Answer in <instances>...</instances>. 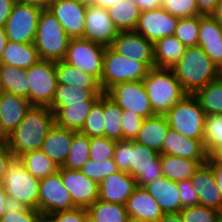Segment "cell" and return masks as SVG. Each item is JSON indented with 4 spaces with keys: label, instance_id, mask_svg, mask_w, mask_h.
Returning <instances> with one entry per match:
<instances>
[{
    "label": "cell",
    "instance_id": "obj_1",
    "mask_svg": "<svg viewBox=\"0 0 222 222\" xmlns=\"http://www.w3.org/2000/svg\"><path fill=\"white\" fill-rule=\"evenodd\" d=\"M114 161L120 171L127 172L144 188L147 184L162 177L160 154L134 140L116 141Z\"/></svg>",
    "mask_w": 222,
    "mask_h": 222
},
{
    "label": "cell",
    "instance_id": "obj_2",
    "mask_svg": "<svg viewBox=\"0 0 222 222\" xmlns=\"http://www.w3.org/2000/svg\"><path fill=\"white\" fill-rule=\"evenodd\" d=\"M54 113L46 106H32L17 128L8 135V148L14 157L40 150L54 125Z\"/></svg>",
    "mask_w": 222,
    "mask_h": 222
},
{
    "label": "cell",
    "instance_id": "obj_3",
    "mask_svg": "<svg viewBox=\"0 0 222 222\" xmlns=\"http://www.w3.org/2000/svg\"><path fill=\"white\" fill-rule=\"evenodd\" d=\"M171 69L187 94H194L221 75V71L198 45L186 47L184 55Z\"/></svg>",
    "mask_w": 222,
    "mask_h": 222
},
{
    "label": "cell",
    "instance_id": "obj_4",
    "mask_svg": "<svg viewBox=\"0 0 222 222\" xmlns=\"http://www.w3.org/2000/svg\"><path fill=\"white\" fill-rule=\"evenodd\" d=\"M39 183L19 157L11 158L2 183L10 205L38 210Z\"/></svg>",
    "mask_w": 222,
    "mask_h": 222
},
{
    "label": "cell",
    "instance_id": "obj_5",
    "mask_svg": "<svg viewBox=\"0 0 222 222\" xmlns=\"http://www.w3.org/2000/svg\"><path fill=\"white\" fill-rule=\"evenodd\" d=\"M143 83L152 110L157 115L165 113L187 93L183 90L171 68H151Z\"/></svg>",
    "mask_w": 222,
    "mask_h": 222
},
{
    "label": "cell",
    "instance_id": "obj_6",
    "mask_svg": "<svg viewBox=\"0 0 222 222\" xmlns=\"http://www.w3.org/2000/svg\"><path fill=\"white\" fill-rule=\"evenodd\" d=\"M69 40L70 37L55 16L48 9H42L34 40L41 60H64Z\"/></svg>",
    "mask_w": 222,
    "mask_h": 222
},
{
    "label": "cell",
    "instance_id": "obj_7",
    "mask_svg": "<svg viewBox=\"0 0 222 222\" xmlns=\"http://www.w3.org/2000/svg\"><path fill=\"white\" fill-rule=\"evenodd\" d=\"M155 63H141L128 59L115 52L111 47L104 51L103 69L101 75V87L106 93L112 86L128 82L143 81Z\"/></svg>",
    "mask_w": 222,
    "mask_h": 222
},
{
    "label": "cell",
    "instance_id": "obj_8",
    "mask_svg": "<svg viewBox=\"0 0 222 222\" xmlns=\"http://www.w3.org/2000/svg\"><path fill=\"white\" fill-rule=\"evenodd\" d=\"M171 129L190 139H203L206 113L193 94H186L166 113Z\"/></svg>",
    "mask_w": 222,
    "mask_h": 222
},
{
    "label": "cell",
    "instance_id": "obj_9",
    "mask_svg": "<svg viewBox=\"0 0 222 222\" xmlns=\"http://www.w3.org/2000/svg\"><path fill=\"white\" fill-rule=\"evenodd\" d=\"M42 7L16 1L4 25L7 40L15 43H32Z\"/></svg>",
    "mask_w": 222,
    "mask_h": 222
},
{
    "label": "cell",
    "instance_id": "obj_10",
    "mask_svg": "<svg viewBox=\"0 0 222 222\" xmlns=\"http://www.w3.org/2000/svg\"><path fill=\"white\" fill-rule=\"evenodd\" d=\"M106 46L84 38H70L63 61L101 81Z\"/></svg>",
    "mask_w": 222,
    "mask_h": 222
},
{
    "label": "cell",
    "instance_id": "obj_11",
    "mask_svg": "<svg viewBox=\"0 0 222 222\" xmlns=\"http://www.w3.org/2000/svg\"><path fill=\"white\" fill-rule=\"evenodd\" d=\"M29 102L33 106L48 107L58 84L54 61L40 60L27 69Z\"/></svg>",
    "mask_w": 222,
    "mask_h": 222
},
{
    "label": "cell",
    "instance_id": "obj_12",
    "mask_svg": "<svg viewBox=\"0 0 222 222\" xmlns=\"http://www.w3.org/2000/svg\"><path fill=\"white\" fill-rule=\"evenodd\" d=\"M75 208L77 207L58 171L40 179L38 210L42 215L48 216Z\"/></svg>",
    "mask_w": 222,
    "mask_h": 222
},
{
    "label": "cell",
    "instance_id": "obj_13",
    "mask_svg": "<svg viewBox=\"0 0 222 222\" xmlns=\"http://www.w3.org/2000/svg\"><path fill=\"white\" fill-rule=\"evenodd\" d=\"M123 111L129 110L143 119L156 115L143 81H128L112 86L106 93Z\"/></svg>",
    "mask_w": 222,
    "mask_h": 222
},
{
    "label": "cell",
    "instance_id": "obj_14",
    "mask_svg": "<svg viewBox=\"0 0 222 222\" xmlns=\"http://www.w3.org/2000/svg\"><path fill=\"white\" fill-rule=\"evenodd\" d=\"M119 30L113 24L106 8L89 4L85 12L83 38L110 47Z\"/></svg>",
    "mask_w": 222,
    "mask_h": 222
},
{
    "label": "cell",
    "instance_id": "obj_15",
    "mask_svg": "<svg viewBox=\"0 0 222 222\" xmlns=\"http://www.w3.org/2000/svg\"><path fill=\"white\" fill-rule=\"evenodd\" d=\"M179 18L171 15L163 7L140 12L135 31L153 44L175 33Z\"/></svg>",
    "mask_w": 222,
    "mask_h": 222
},
{
    "label": "cell",
    "instance_id": "obj_16",
    "mask_svg": "<svg viewBox=\"0 0 222 222\" xmlns=\"http://www.w3.org/2000/svg\"><path fill=\"white\" fill-rule=\"evenodd\" d=\"M58 172L77 208L87 209L98 200L99 184L84 175L81 170L59 167Z\"/></svg>",
    "mask_w": 222,
    "mask_h": 222
},
{
    "label": "cell",
    "instance_id": "obj_17",
    "mask_svg": "<svg viewBox=\"0 0 222 222\" xmlns=\"http://www.w3.org/2000/svg\"><path fill=\"white\" fill-rule=\"evenodd\" d=\"M47 9L70 38H83L86 4L73 0H55Z\"/></svg>",
    "mask_w": 222,
    "mask_h": 222
},
{
    "label": "cell",
    "instance_id": "obj_18",
    "mask_svg": "<svg viewBox=\"0 0 222 222\" xmlns=\"http://www.w3.org/2000/svg\"><path fill=\"white\" fill-rule=\"evenodd\" d=\"M110 47L133 61L155 63L153 43L136 31H119Z\"/></svg>",
    "mask_w": 222,
    "mask_h": 222
},
{
    "label": "cell",
    "instance_id": "obj_19",
    "mask_svg": "<svg viewBox=\"0 0 222 222\" xmlns=\"http://www.w3.org/2000/svg\"><path fill=\"white\" fill-rule=\"evenodd\" d=\"M161 154L198 160L201 164H205L209 157L205 151L203 139L187 138L171 128L164 138Z\"/></svg>",
    "mask_w": 222,
    "mask_h": 222
},
{
    "label": "cell",
    "instance_id": "obj_20",
    "mask_svg": "<svg viewBox=\"0 0 222 222\" xmlns=\"http://www.w3.org/2000/svg\"><path fill=\"white\" fill-rule=\"evenodd\" d=\"M190 181L197 193L198 204L222 213V195L215 181L212 168L207 163L200 165Z\"/></svg>",
    "mask_w": 222,
    "mask_h": 222
},
{
    "label": "cell",
    "instance_id": "obj_21",
    "mask_svg": "<svg viewBox=\"0 0 222 222\" xmlns=\"http://www.w3.org/2000/svg\"><path fill=\"white\" fill-rule=\"evenodd\" d=\"M137 187L136 180L130 174L119 170L101 181L98 199L108 203L125 205Z\"/></svg>",
    "mask_w": 222,
    "mask_h": 222
},
{
    "label": "cell",
    "instance_id": "obj_22",
    "mask_svg": "<svg viewBox=\"0 0 222 222\" xmlns=\"http://www.w3.org/2000/svg\"><path fill=\"white\" fill-rule=\"evenodd\" d=\"M198 46L203 49L215 66L221 71L222 27L212 15H200Z\"/></svg>",
    "mask_w": 222,
    "mask_h": 222
},
{
    "label": "cell",
    "instance_id": "obj_23",
    "mask_svg": "<svg viewBox=\"0 0 222 222\" xmlns=\"http://www.w3.org/2000/svg\"><path fill=\"white\" fill-rule=\"evenodd\" d=\"M33 105L24 97L2 91L0 93V127L10 135Z\"/></svg>",
    "mask_w": 222,
    "mask_h": 222
},
{
    "label": "cell",
    "instance_id": "obj_24",
    "mask_svg": "<svg viewBox=\"0 0 222 222\" xmlns=\"http://www.w3.org/2000/svg\"><path fill=\"white\" fill-rule=\"evenodd\" d=\"M130 218L157 222L163 215L160 205L145 188L137 187L125 203Z\"/></svg>",
    "mask_w": 222,
    "mask_h": 222
},
{
    "label": "cell",
    "instance_id": "obj_25",
    "mask_svg": "<svg viewBox=\"0 0 222 222\" xmlns=\"http://www.w3.org/2000/svg\"><path fill=\"white\" fill-rule=\"evenodd\" d=\"M75 131L62 128L54 123L49 129L41 150L55 163L62 167L71 148V142Z\"/></svg>",
    "mask_w": 222,
    "mask_h": 222
},
{
    "label": "cell",
    "instance_id": "obj_26",
    "mask_svg": "<svg viewBox=\"0 0 222 222\" xmlns=\"http://www.w3.org/2000/svg\"><path fill=\"white\" fill-rule=\"evenodd\" d=\"M144 188L160 205L164 214L179 213L181 210L177 182L162 176L147 184Z\"/></svg>",
    "mask_w": 222,
    "mask_h": 222
},
{
    "label": "cell",
    "instance_id": "obj_27",
    "mask_svg": "<svg viewBox=\"0 0 222 222\" xmlns=\"http://www.w3.org/2000/svg\"><path fill=\"white\" fill-rule=\"evenodd\" d=\"M169 129L170 126L166 116L156 114L143 120L141 128L134 141L143 144L144 146H148L161 154L164 138Z\"/></svg>",
    "mask_w": 222,
    "mask_h": 222
},
{
    "label": "cell",
    "instance_id": "obj_28",
    "mask_svg": "<svg viewBox=\"0 0 222 222\" xmlns=\"http://www.w3.org/2000/svg\"><path fill=\"white\" fill-rule=\"evenodd\" d=\"M104 94L102 89L74 88L57 84L55 94L48 108L54 115L62 108L83 101H97Z\"/></svg>",
    "mask_w": 222,
    "mask_h": 222
},
{
    "label": "cell",
    "instance_id": "obj_29",
    "mask_svg": "<svg viewBox=\"0 0 222 222\" xmlns=\"http://www.w3.org/2000/svg\"><path fill=\"white\" fill-rule=\"evenodd\" d=\"M40 60L41 58L34 44L7 41L0 64L28 69Z\"/></svg>",
    "mask_w": 222,
    "mask_h": 222
},
{
    "label": "cell",
    "instance_id": "obj_30",
    "mask_svg": "<svg viewBox=\"0 0 222 222\" xmlns=\"http://www.w3.org/2000/svg\"><path fill=\"white\" fill-rule=\"evenodd\" d=\"M162 175L174 182L190 179L200 167L198 160H191L169 154H160Z\"/></svg>",
    "mask_w": 222,
    "mask_h": 222
},
{
    "label": "cell",
    "instance_id": "obj_31",
    "mask_svg": "<svg viewBox=\"0 0 222 222\" xmlns=\"http://www.w3.org/2000/svg\"><path fill=\"white\" fill-rule=\"evenodd\" d=\"M58 84L74 88L102 89L100 81L93 75L79 70L65 61L55 62Z\"/></svg>",
    "mask_w": 222,
    "mask_h": 222
},
{
    "label": "cell",
    "instance_id": "obj_32",
    "mask_svg": "<svg viewBox=\"0 0 222 222\" xmlns=\"http://www.w3.org/2000/svg\"><path fill=\"white\" fill-rule=\"evenodd\" d=\"M155 67L172 68L184 55L186 47L174 36H167L153 44Z\"/></svg>",
    "mask_w": 222,
    "mask_h": 222
},
{
    "label": "cell",
    "instance_id": "obj_33",
    "mask_svg": "<svg viewBox=\"0 0 222 222\" xmlns=\"http://www.w3.org/2000/svg\"><path fill=\"white\" fill-rule=\"evenodd\" d=\"M96 101H83L62 107L55 115V124L69 130L80 132L85 124L91 107Z\"/></svg>",
    "mask_w": 222,
    "mask_h": 222
},
{
    "label": "cell",
    "instance_id": "obj_34",
    "mask_svg": "<svg viewBox=\"0 0 222 222\" xmlns=\"http://www.w3.org/2000/svg\"><path fill=\"white\" fill-rule=\"evenodd\" d=\"M107 11L119 31H135L141 11L134 2L122 0Z\"/></svg>",
    "mask_w": 222,
    "mask_h": 222
},
{
    "label": "cell",
    "instance_id": "obj_35",
    "mask_svg": "<svg viewBox=\"0 0 222 222\" xmlns=\"http://www.w3.org/2000/svg\"><path fill=\"white\" fill-rule=\"evenodd\" d=\"M2 90L26 98L29 101L27 69L0 64Z\"/></svg>",
    "mask_w": 222,
    "mask_h": 222
},
{
    "label": "cell",
    "instance_id": "obj_36",
    "mask_svg": "<svg viewBox=\"0 0 222 222\" xmlns=\"http://www.w3.org/2000/svg\"><path fill=\"white\" fill-rule=\"evenodd\" d=\"M206 115H222V76L193 94Z\"/></svg>",
    "mask_w": 222,
    "mask_h": 222
},
{
    "label": "cell",
    "instance_id": "obj_37",
    "mask_svg": "<svg viewBox=\"0 0 222 222\" xmlns=\"http://www.w3.org/2000/svg\"><path fill=\"white\" fill-rule=\"evenodd\" d=\"M93 222H127L129 216L125 205L96 200L87 208Z\"/></svg>",
    "mask_w": 222,
    "mask_h": 222
},
{
    "label": "cell",
    "instance_id": "obj_38",
    "mask_svg": "<svg viewBox=\"0 0 222 222\" xmlns=\"http://www.w3.org/2000/svg\"><path fill=\"white\" fill-rule=\"evenodd\" d=\"M24 167L35 178L42 179L58 171L59 167L41 149L19 157Z\"/></svg>",
    "mask_w": 222,
    "mask_h": 222
},
{
    "label": "cell",
    "instance_id": "obj_39",
    "mask_svg": "<svg viewBox=\"0 0 222 222\" xmlns=\"http://www.w3.org/2000/svg\"><path fill=\"white\" fill-rule=\"evenodd\" d=\"M123 110L104 93V136L119 141L123 139L122 131Z\"/></svg>",
    "mask_w": 222,
    "mask_h": 222
},
{
    "label": "cell",
    "instance_id": "obj_40",
    "mask_svg": "<svg viewBox=\"0 0 222 222\" xmlns=\"http://www.w3.org/2000/svg\"><path fill=\"white\" fill-rule=\"evenodd\" d=\"M203 145L209 157H213L222 149V115H206Z\"/></svg>",
    "mask_w": 222,
    "mask_h": 222
},
{
    "label": "cell",
    "instance_id": "obj_41",
    "mask_svg": "<svg viewBox=\"0 0 222 222\" xmlns=\"http://www.w3.org/2000/svg\"><path fill=\"white\" fill-rule=\"evenodd\" d=\"M89 152V137L80 132H76L73 135L70 151L62 167L80 170L86 161L90 159Z\"/></svg>",
    "mask_w": 222,
    "mask_h": 222
},
{
    "label": "cell",
    "instance_id": "obj_42",
    "mask_svg": "<svg viewBox=\"0 0 222 222\" xmlns=\"http://www.w3.org/2000/svg\"><path fill=\"white\" fill-rule=\"evenodd\" d=\"M80 133L89 138L104 136V94L91 107Z\"/></svg>",
    "mask_w": 222,
    "mask_h": 222
},
{
    "label": "cell",
    "instance_id": "obj_43",
    "mask_svg": "<svg viewBox=\"0 0 222 222\" xmlns=\"http://www.w3.org/2000/svg\"><path fill=\"white\" fill-rule=\"evenodd\" d=\"M200 15L180 18L174 36L185 46L198 45Z\"/></svg>",
    "mask_w": 222,
    "mask_h": 222
},
{
    "label": "cell",
    "instance_id": "obj_44",
    "mask_svg": "<svg viewBox=\"0 0 222 222\" xmlns=\"http://www.w3.org/2000/svg\"><path fill=\"white\" fill-rule=\"evenodd\" d=\"M80 170L84 175L97 184H100L108 175L119 171L114 159L101 160L98 162L89 159Z\"/></svg>",
    "mask_w": 222,
    "mask_h": 222
},
{
    "label": "cell",
    "instance_id": "obj_45",
    "mask_svg": "<svg viewBox=\"0 0 222 222\" xmlns=\"http://www.w3.org/2000/svg\"><path fill=\"white\" fill-rule=\"evenodd\" d=\"M183 222H222V213L215 209L195 205L179 211Z\"/></svg>",
    "mask_w": 222,
    "mask_h": 222
},
{
    "label": "cell",
    "instance_id": "obj_46",
    "mask_svg": "<svg viewBox=\"0 0 222 222\" xmlns=\"http://www.w3.org/2000/svg\"><path fill=\"white\" fill-rule=\"evenodd\" d=\"M115 144V140L108 139L105 136L90 137V159L97 162L101 160L113 159Z\"/></svg>",
    "mask_w": 222,
    "mask_h": 222
},
{
    "label": "cell",
    "instance_id": "obj_47",
    "mask_svg": "<svg viewBox=\"0 0 222 222\" xmlns=\"http://www.w3.org/2000/svg\"><path fill=\"white\" fill-rule=\"evenodd\" d=\"M162 7L179 19L199 15L196 0H162Z\"/></svg>",
    "mask_w": 222,
    "mask_h": 222
},
{
    "label": "cell",
    "instance_id": "obj_48",
    "mask_svg": "<svg viewBox=\"0 0 222 222\" xmlns=\"http://www.w3.org/2000/svg\"><path fill=\"white\" fill-rule=\"evenodd\" d=\"M41 216L39 210L10 205L2 215L0 222H36Z\"/></svg>",
    "mask_w": 222,
    "mask_h": 222
},
{
    "label": "cell",
    "instance_id": "obj_49",
    "mask_svg": "<svg viewBox=\"0 0 222 222\" xmlns=\"http://www.w3.org/2000/svg\"><path fill=\"white\" fill-rule=\"evenodd\" d=\"M121 118L123 139L135 140L144 119L129 110L123 111Z\"/></svg>",
    "mask_w": 222,
    "mask_h": 222
},
{
    "label": "cell",
    "instance_id": "obj_50",
    "mask_svg": "<svg viewBox=\"0 0 222 222\" xmlns=\"http://www.w3.org/2000/svg\"><path fill=\"white\" fill-rule=\"evenodd\" d=\"M181 200V210L198 204L199 199L190 179L177 182Z\"/></svg>",
    "mask_w": 222,
    "mask_h": 222
},
{
    "label": "cell",
    "instance_id": "obj_51",
    "mask_svg": "<svg viewBox=\"0 0 222 222\" xmlns=\"http://www.w3.org/2000/svg\"><path fill=\"white\" fill-rule=\"evenodd\" d=\"M47 217L51 222H86L89 218L86 208H75L69 211L57 212Z\"/></svg>",
    "mask_w": 222,
    "mask_h": 222
},
{
    "label": "cell",
    "instance_id": "obj_52",
    "mask_svg": "<svg viewBox=\"0 0 222 222\" xmlns=\"http://www.w3.org/2000/svg\"><path fill=\"white\" fill-rule=\"evenodd\" d=\"M206 163L212 168L215 181L222 195V163L217 161L214 157H208Z\"/></svg>",
    "mask_w": 222,
    "mask_h": 222
},
{
    "label": "cell",
    "instance_id": "obj_53",
    "mask_svg": "<svg viewBox=\"0 0 222 222\" xmlns=\"http://www.w3.org/2000/svg\"><path fill=\"white\" fill-rule=\"evenodd\" d=\"M218 0H196L198 14L201 16L212 15Z\"/></svg>",
    "mask_w": 222,
    "mask_h": 222
},
{
    "label": "cell",
    "instance_id": "obj_54",
    "mask_svg": "<svg viewBox=\"0 0 222 222\" xmlns=\"http://www.w3.org/2000/svg\"><path fill=\"white\" fill-rule=\"evenodd\" d=\"M12 157L13 154L8 147L0 149V185L3 183L8 163Z\"/></svg>",
    "mask_w": 222,
    "mask_h": 222
},
{
    "label": "cell",
    "instance_id": "obj_55",
    "mask_svg": "<svg viewBox=\"0 0 222 222\" xmlns=\"http://www.w3.org/2000/svg\"><path fill=\"white\" fill-rule=\"evenodd\" d=\"M16 0H0V26L4 27Z\"/></svg>",
    "mask_w": 222,
    "mask_h": 222
},
{
    "label": "cell",
    "instance_id": "obj_56",
    "mask_svg": "<svg viewBox=\"0 0 222 222\" xmlns=\"http://www.w3.org/2000/svg\"><path fill=\"white\" fill-rule=\"evenodd\" d=\"M134 2L141 12L162 7V0H129Z\"/></svg>",
    "mask_w": 222,
    "mask_h": 222
},
{
    "label": "cell",
    "instance_id": "obj_57",
    "mask_svg": "<svg viewBox=\"0 0 222 222\" xmlns=\"http://www.w3.org/2000/svg\"><path fill=\"white\" fill-rule=\"evenodd\" d=\"M10 206L8 196L3 185H0V219L2 215L5 213L6 209Z\"/></svg>",
    "mask_w": 222,
    "mask_h": 222
},
{
    "label": "cell",
    "instance_id": "obj_58",
    "mask_svg": "<svg viewBox=\"0 0 222 222\" xmlns=\"http://www.w3.org/2000/svg\"><path fill=\"white\" fill-rule=\"evenodd\" d=\"M157 222H183L179 213L164 214Z\"/></svg>",
    "mask_w": 222,
    "mask_h": 222
},
{
    "label": "cell",
    "instance_id": "obj_59",
    "mask_svg": "<svg viewBox=\"0 0 222 222\" xmlns=\"http://www.w3.org/2000/svg\"><path fill=\"white\" fill-rule=\"evenodd\" d=\"M16 1L34 4L42 7L43 9H47L55 0H16Z\"/></svg>",
    "mask_w": 222,
    "mask_h": 222
},
{
    "label": "cell",
    "instance_id": "obj_60",
    "mask_svg": "<svg viewBox=\"0 0 222 222\" xmlns=\"http://www.w3.org/2000/svg\"><path fill=\"white\" fill-rule=\"evenodd\" d=\"M212 16L215 18V20L222 27V0H218L215 11L212 14Z\"/></svg>",
    "mask_w": 222,
    "mask_h": 222
},
{
    "label": "cell",
    "instance_id": "obj_61",
    "mask_svg": "<svg viewBox=\"0 0 222 222\" xmlns=\"http://www.w3.org/2000/svg\"><path fill=\"white\" fill-rule=\"evenodd\" d=\"M120 1L122 0H93L92 3L107 9Z\"/></svg>",
    "mask_w": 222,
    "mask_h": 222
},
{
    "label": "cell",
    "instance_id": "obj_62",
    "mask_svg": "<svg viewBox=\"0 0 222 222\" xmlns=\"http://www.w3.org/2000/svg\"><path fill=\"white\" fill-rule=\"evenodd\" d=\"M7 41L8 40H7V36L5 33V29H4V27L0 26V60H1L3 52L5 50V46H6Z\"/></svg>",
    "mask_w": 222,
    "mask_h": 222
},
{
    "label": "cell",
    "instance_id": "obj_63",
    "mask_svg": "<svg viewBox=\"0 0 222 222\" xmlns=\"http://www.w3.org/2000/svg\"><path fill=\"white\" fill-rule=\"evenodd\" d=\"M8 147V135L0 127V149Z\"/></svg>",
    "mask_w": 222,
    "mask_h": 222
},
{
    "label": "cell",
    "instance_id": "obj_64",
    "mask_svg": "<svg viewBox=\"0 0 222 222\" xmlns=\"http://www.w3.org/2000/svg\"><path fill=\"white\" fill-rule=\"evenodd\" d=\"M217 161L222 163V149H220L214 156Z\"/></svg>",
    "mask_w": 222,
    "mask_h": 222
},
{
    "label": "cell",
    "instance_id": "obj_65",
    "mask_svg": "<svg viewBox=\"0 0 222 222\" xmlns=\"http://www.w3.org/2000/svg\"><path fill=\"white\" fill-rule=\"evenodd\" d=\"M36 222H51V220L47 216L42 215Z\"/></svg>",
    "mask_w": 222,
    "mask_h": 222
},
{
    "label": "cell",
    "instance_id": "obj_66",
    "mask_svg": "<svg viewBox=\"0 0 222 222\" xmlns=\"http://www.w3.org/2000/svg\"><path fill=\"white\" fill-rule=\"evenodd\" d=\"M73 1H77L86 5L92 4L93 0H73Z\"/></svg>",
    "mask_w": 222,
    "mask_h": 222
},
{
    "label": "cell",
    "instance_id": "obj_67",
    "mask_svg": "<svg viewBox=\"0 0 222 222\" xmlns=\"http://www.w3.org/2000/svg\"><path fill=\"white\" fill-rule=\"evenodd\" d=\"M127 222H146L144 220H138V219H134V218H128Z\"/></svg>",
    "mask_w": 222,
    "mask_h": 222
},
{
    "label": "cell",
    "instance_id": "obj_68",
    "mask_svg": "<svg viewBox=\"0 0 222 222\" xmlns=\"http://www.w3.org/2000/svg\"><path fill=\"white\" fill-rule=\"evenodd\" d=\"M2 82H1V73H0V93L2 92Z\"/></svg>",
    "mask_w": 222,
    "mask_h": 222
},
{
    "label": "cell",
    "instance_id": "obj_69",
    "mask_svg": "<svg viewBox=\"0 0 222 222\" xmlns=\"http://www.w3.org/2000/svg\"><path fill=\"white\" fill-rule=\"evenodd\" d=\"M86 222H93L90 218H88L87 220H86Z\"/></svg>",
    "mask_w": 222,
    "mask_h": 222
}]
</instances>
